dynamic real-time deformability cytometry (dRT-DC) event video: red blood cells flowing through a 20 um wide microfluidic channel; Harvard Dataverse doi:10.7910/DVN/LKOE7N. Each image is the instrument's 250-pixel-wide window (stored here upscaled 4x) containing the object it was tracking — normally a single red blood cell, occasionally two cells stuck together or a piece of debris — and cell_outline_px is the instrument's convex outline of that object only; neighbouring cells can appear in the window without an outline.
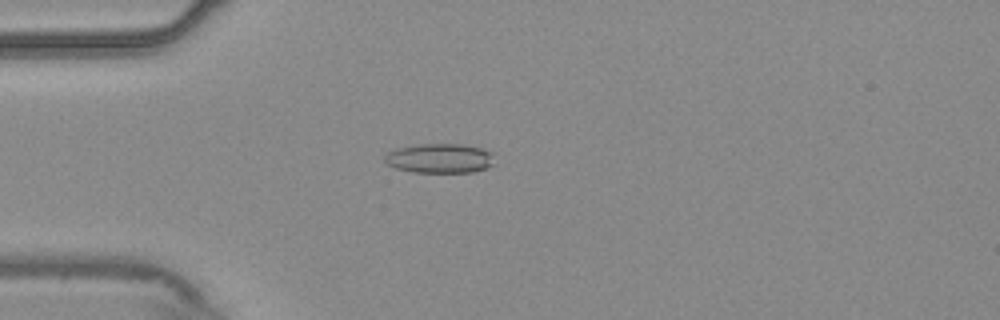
{"species": "common noctule bat (a hibernating species)", "species_latin": "Nyctalus noctula", "temperature_condition": "warm", "stored_images_in_passage": 54, "camera_frame_rate_fps": 3000, "um_per_image_px": 0.085, "animal": {"sex": "male", "body_mass_g": 20.4}, "frame": {"image": 1, "passage_image": 15, "time_ms": 4.667, "image_size_px": [1000, 320], "cell_outline_px": [[496, 164], [488, 168], [472, 172], [412, 172], [396, 168], [388, 164], [384, 160], [384, 156], [388, 152], [396, 148], [420, 144], [464, 144], [480, 148], [492, 152]], "centroid_in_image_um": [37.42, 13.46], "position_along_channel_um": 47.6, "area_um2": 19.07}}
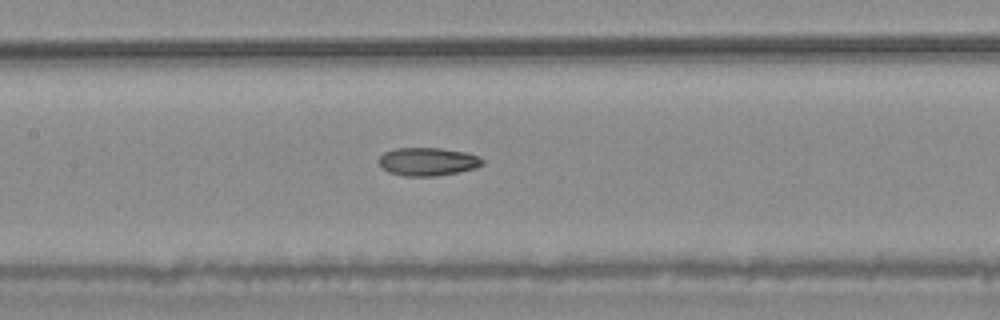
{"frame": {"image": 2, "passage_image": 26, "time_ms": 8.333, "image_size_px": [1000, 320], "cell_outline_px": [[484, 164], [476, 168], [436, 176], [404, 176], [388, 172], [380, 164], [380, 156], [384, 152], [392, 148], [440, 148], [464, 152], [480, 156], [484, 160]], "centroid_in_image_um": [36.37, 13.73], "position_along_channel_um": 171.0, "area_um2": 16.99}}
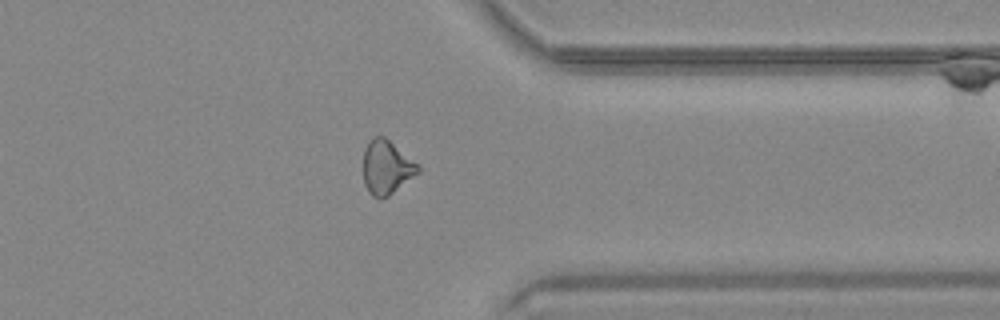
{"frame": {"image": 3, "passage_image": 43, "time_ms": 14.0, "image_size_px": [1000, 320], "cell_outline_px": [[420, 172], [388, 196], [380, 200], [372, 196], [368, 192], [364, 184], [364, 148], [368, 140], [372, 136], [384, 136], [420, 164]], "centroid_in_image_um": [32.86, 14.21], "position_along_channel_um": 378.5, "area_um2": 17.51}, "authors_computed_cell_mechanics": {"area_um2": 17.5712, "velocity_mm_per_s": 3.759, "shape_relaxation_time_tau1_ms": null, "shape_relaxation_time_tau2_ms": 3.8162, "deformation_change_tau1": null, "deformation_change_tau2": 0.1134}}